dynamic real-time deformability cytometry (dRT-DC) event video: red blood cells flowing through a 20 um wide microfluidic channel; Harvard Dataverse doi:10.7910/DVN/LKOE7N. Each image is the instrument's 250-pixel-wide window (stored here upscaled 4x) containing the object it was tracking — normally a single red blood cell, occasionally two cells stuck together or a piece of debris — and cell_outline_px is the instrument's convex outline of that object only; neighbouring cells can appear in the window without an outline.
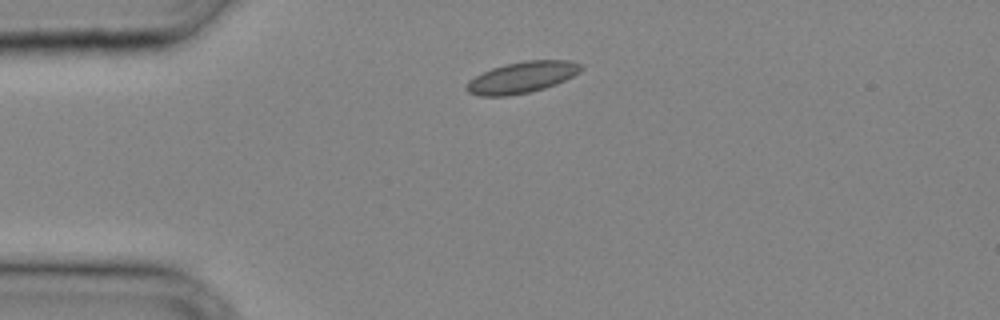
{"species": "common noctule bat (a hibernating species)", "species_latin": "Nyctalus noctula", "temperature_condition": "cold", "stored_images_in_passage": 24, "camera_frame_rate_fps": 3000, "um_per_image_px": 0.085, "animal": {"sex": "male", "body_mass_g": 20.4}, "frame": {"image": 1, "passage_image": 1, "time_ms": 0.0, "image_size_px": [1000, 320], "cell_outline_px": [[584, 68], [580, 72], [556, 84], [544, 88], [528, 92], [508, 96], [480, 96], [468, 92], [464, 88], [468, 80], [492, 68], [524, 60], [572, 60], [584, 64]], "centroid_in_image_um": [44.39, 6.57], "position_along_channel_um": 40.6, "area_um2": 20.92}}
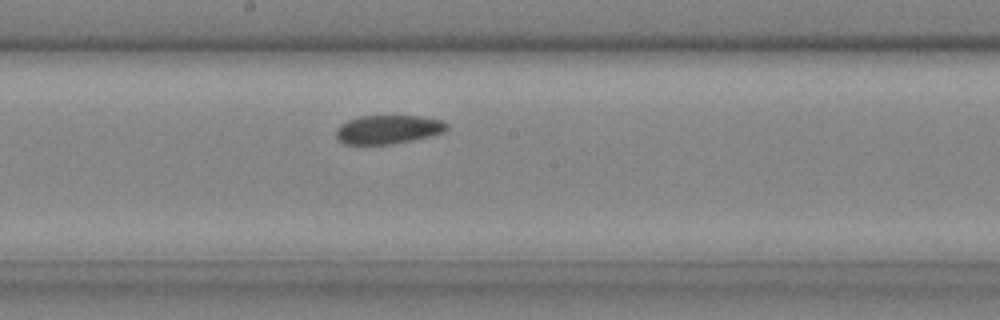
{"frame": {"image": 2, "passage_image": 12, "time_ms": 3.667, "image_size_px": [1000, 320], "cell_outline_px": [[448, 128], [444, 132], [412, 140], [392, 144], [344, 144], [336, 140], [336, 128], [340, 124], [348, 120], [360, 116], [420, 116], [444, 120], [448, 124]], "centroid_in_image_um": [32.97, 11.0], "position_along_channel_um": 215.2, "area_um2": 18.67}}
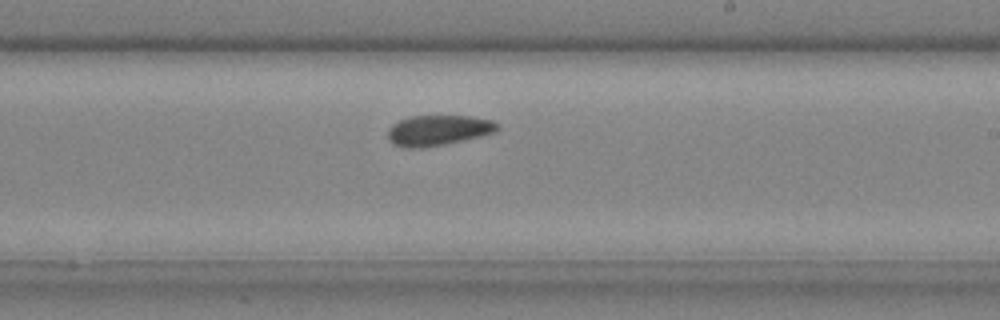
{"frame": {"image": 3, "passage_image": 14, "time_ms": 4.333, "image_size_px": [1000, 320], "cell_outline_px": [[500, 128], [496, 132], [480, 136], [444, 144], [424, 148], [404, 148], [392, 144], [388, 140], [388, 128], [392, 124], [408, 116], [472, 116], [492, 120], [500, 124]], "centroid_in_image_um": [37.23, 11.08], "position_along_channel_um": 251.8, "area_um2": 19.65}}